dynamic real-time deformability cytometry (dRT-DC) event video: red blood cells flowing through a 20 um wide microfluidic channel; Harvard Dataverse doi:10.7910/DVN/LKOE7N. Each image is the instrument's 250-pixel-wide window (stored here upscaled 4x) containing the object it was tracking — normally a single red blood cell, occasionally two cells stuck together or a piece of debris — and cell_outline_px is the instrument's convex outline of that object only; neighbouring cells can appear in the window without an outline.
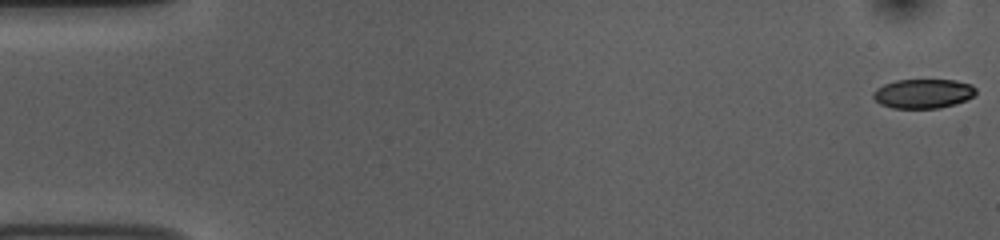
{"species": "common noctule bat (a hibernating species)", "species_latin": "Nyctalus noctula", "temperature_condition": "room temperature", "stored_images_in_passage": 53, "camera_frame_rate_fps": 3000, "um_per_image_px": 0.085, "animal": {"sex": "female", "body_mass_g": 10.0, "forearm_length_mm": 53.1}, "frame": {"image": 1, "passage_image": 1, "time_ms": 0.0, "image_size_px": [1000, 240], "cell_outline_px": [[976, 92], [972, 96], [964, 100], [940, 108], [892, 108], [880, 104], [872, 96], [872, 92], [876, 88], [884, 84], [896, 80], [956, 80], [972, 84], [976, 88]], "centroid_in_image_um": [78.44, 7.95], "position_along_channel_um": 6.6, "area_um2": 17.51}}
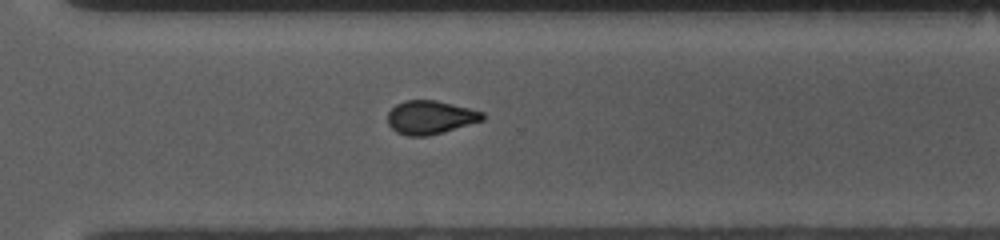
{"frame": {"image": 2, "passage_image": 38, "time_ms": 12.333, "image_size_px": [1000, 240], "cell_outline_px": [[484, 120], [444, 132], [428, 136], [408, 136], [396, 132], [388, 124], [388, 112], [396, 104], [404, 100], [436, 100], [484, 112]], "centroid_in_image_um": [36.57, 9.98], "position_along_channel_um": 334.0, "area_um2": 18.55}}
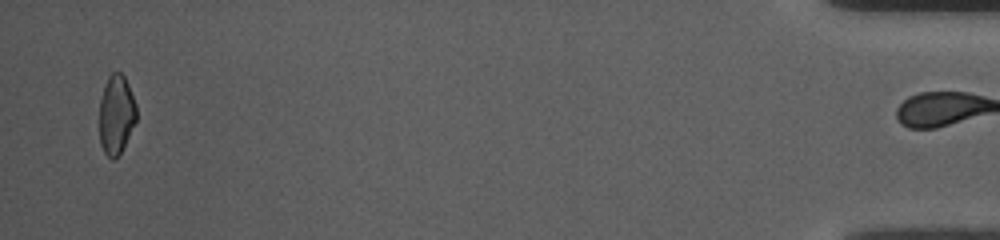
{"frame": {"image": 3, "passage_image": 52, "time_ms": 17.0, "image_size_px": [1000, 240], "cell_outline_px": [[136, 120], [120, 156], [112, 160], [104, 152], [100, 144], [100, 100], [104, 84], [108, 76], [112, 72], [120, 72], [124, 76], [128, 84], [136, 104]], "centroid_in_image_um": [9.88, 9.75], "position_along_channel_um": 425.3, "area_um2": 17.22}, "authors_computed_cell_mechanics": {"area_um2": 18.9006, "velocity_mm_per_s": 3.7899, "shape_relaxation_time_tau1_ms": 9.1764, "shape_relaxation_time_tau2_ms": 2.5102, "deformation_change_tau1": 0.1928, "deformation_change_tau2": 0.0623}}